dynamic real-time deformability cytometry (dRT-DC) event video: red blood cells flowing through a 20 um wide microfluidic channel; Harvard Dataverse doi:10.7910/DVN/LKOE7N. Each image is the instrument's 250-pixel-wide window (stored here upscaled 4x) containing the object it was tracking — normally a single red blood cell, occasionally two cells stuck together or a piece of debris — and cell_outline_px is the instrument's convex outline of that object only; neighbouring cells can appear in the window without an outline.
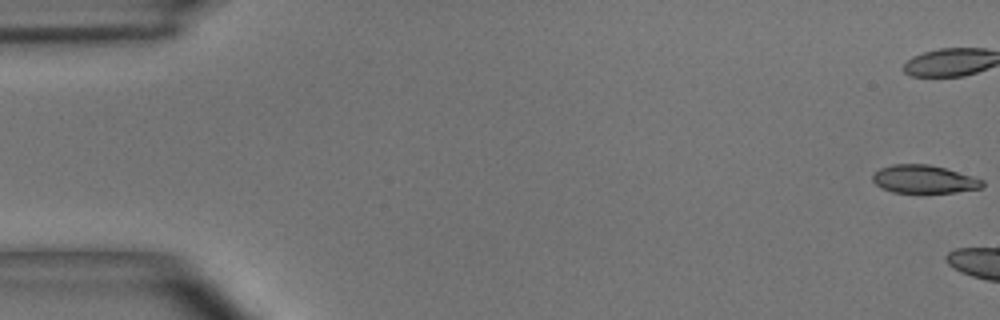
{"species": "common noctule bat (a hibernating species)", "species_latin": "Nyctalus noctula", "temperature_condition": "room temperature", "stored_images_in_passage": 5, "camera_frame_rate_fps": 3000, "um_per_image_px": 0.085, "animal": {"sex": "male", "body_mass_g": 15.6}, "frame": {"image": 1, "passage_image": 1, "time_ms": 0.0, "image_size_px": [1000, 320], "cell_outline_px": [[984, 184], [980, 188], [956, 192], [924, 196], [892, 192], [880, 188], [872, 180], [872, 172], [880, 168], [892, 164], [928, 164], [944, 168], [984, 180]], "centroid_in_image_um": [78.48, 15.29], "position_along_channel_um": 6.5, "area_um2": 18.79}}